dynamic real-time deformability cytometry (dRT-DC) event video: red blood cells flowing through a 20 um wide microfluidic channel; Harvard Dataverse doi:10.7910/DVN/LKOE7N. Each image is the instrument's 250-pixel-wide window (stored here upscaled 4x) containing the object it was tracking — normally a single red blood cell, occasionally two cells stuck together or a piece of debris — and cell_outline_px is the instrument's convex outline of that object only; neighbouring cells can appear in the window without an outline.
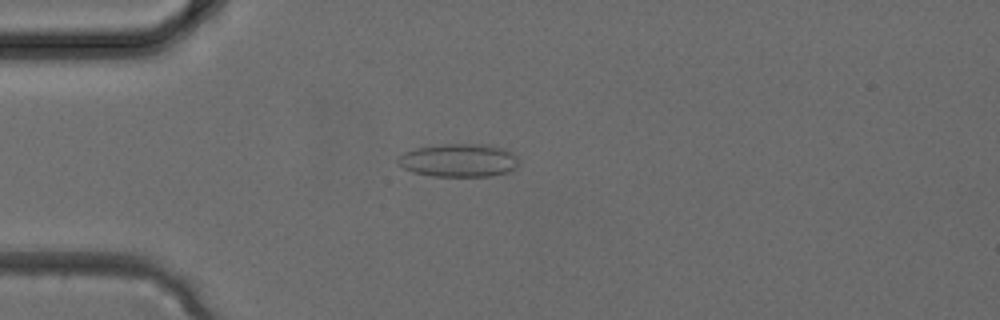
{"species": "common noctule bat (a hibernating species)", "species_latin": "Nyctalus noctula", "temperature_condition": "cold", "stored_images_in_passage": 26, "camera_frame_rate_fps": 3000, "um_per_image_px": 0.085, "animal": {"sex": "female", "body_mass_g": 24.6, "forearm_length_mm": 56.2}, "frame": {"image": 1, "passage_image": 1, "time_ms": 0.0, "image_size_px": [1000, 320], "cell_outline_px": [[520, 160], [516, 168], [508, 172], [492, 176], [432, 176], [412, 172], [404, 168], [396, 160], [404, 152], [416, 148], [444, 144], [488, 144], [504, 148], [512, 152]], "centroid_in_image_um": [39.04, 13.63], "position_along_channel_um": 46.0, "area_um2": 23.52}}
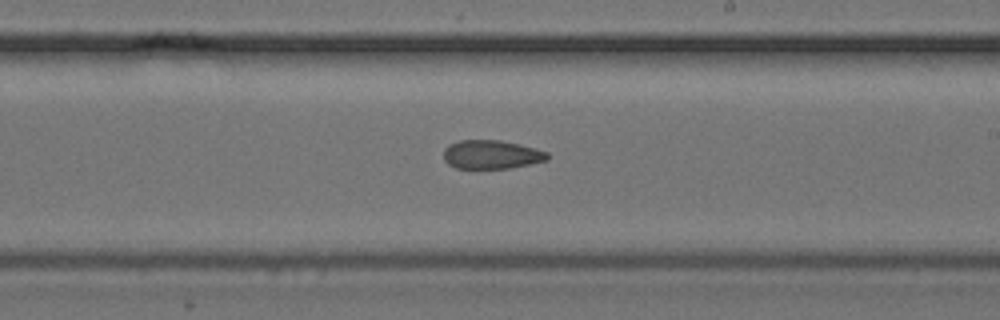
{"frame": {"image": 2, "passage_image": 12, "time_ms": 3.667, "image_size_px": [1000, 320], "cell_outline_px": [[548, 160], [512, 168], [456, 168], [448, 164], [444, 160], [444, 148], [448, 144], [460, 140], [500, 140], [536, 148], [548, 152]], "centroid_in_image_um": [41.77, 13.13], "position_along_channel_um": 247.2, "area_um2": 17.46}}
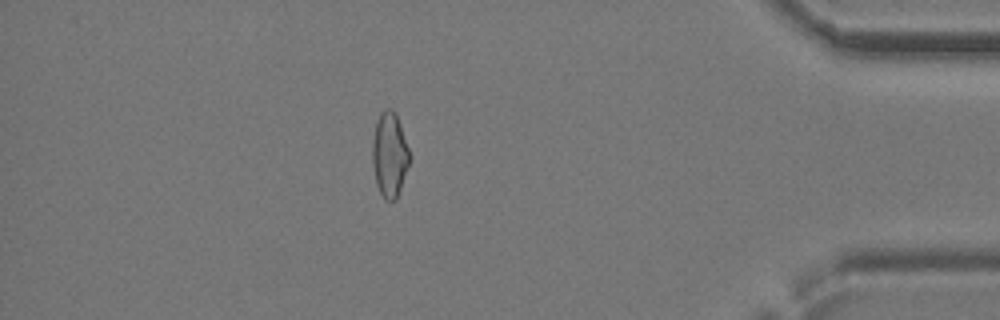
{"frame": {"image": 3, "passage_image": 22, "time_ms": 7.0, "image_size_px": [1000, 320], "cell_outline_px": [[412, 156], [396, 200], [384, 200], [376, 184], [372, 164], [372, 140], [376, 124], [380, 112], [388, 108], [392, 108], [396, 112]], "centroid_in_image_um": [33.13, 13.13], "position_along_channel_um": 402.1, "area_um2": 18.67}}